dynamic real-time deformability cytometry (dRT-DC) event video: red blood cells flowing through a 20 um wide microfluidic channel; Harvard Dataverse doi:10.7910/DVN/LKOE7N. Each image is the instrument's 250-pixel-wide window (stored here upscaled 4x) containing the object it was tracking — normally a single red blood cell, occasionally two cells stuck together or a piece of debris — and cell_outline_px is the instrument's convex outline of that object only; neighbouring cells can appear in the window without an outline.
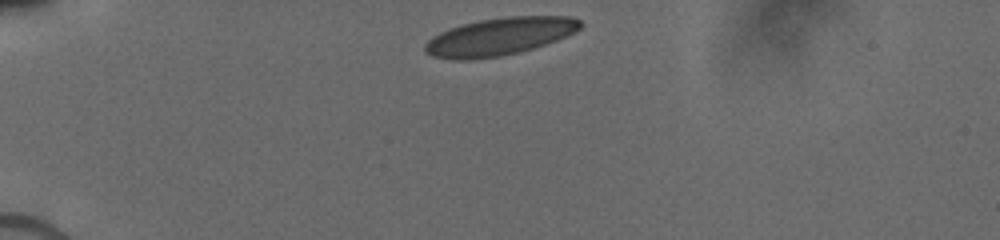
{"species": "human", "species_latin": "Homo sapiens", "temperature_condition": "cold", "stored_images_in_passage": 19, "camera_frame_rate_fps": 3000, "um_per_image_px": 0.085, "donor": {"sex": "male"}, "frame": {"image": 1, "passage_image": 1, "time_ms": 0.0, "image_size_px": [1000, 240], "cell_outline_px": [[584, 24], [580, 28], [556, 40], [532, 48], [500, 56], [472, 60], [452, 60], [432, 56], [424, 52], [424, 44], [432, 36], [448, 28], [460, 24], [480, 20], [512, 16], [568, 16], [580, 20]], "centroid_in_image_um": [42.39, 3.11], "position_along_channel_um": 42.6, "area_um2": 33.93}}
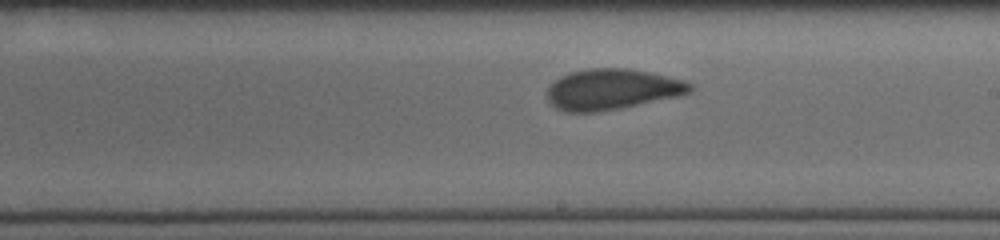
{"frame": {"image": 2, "passage_image": 9, "time_ms": 6.0, "image_size_px": [1000, 240], "cell_outline_px": [[692, 92], [676, 96], [620, 108], [596, 112], [564, 112], [556, 108], [548, 100], [544, 92], [560, 76], [568, 72], [588, 68], [628, 68], [652, 72], [684, 80], [692, 84]], "centroid_in_image_um": [51.99, 7.58], "position_along_channel_um": 237.0, "area_um2": 34.04}}
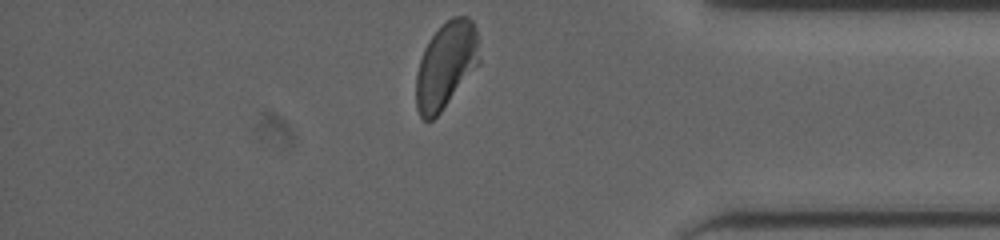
{"frame": {"image": 3, "passage_image": 19, "time_ms": 10.333, "image_size_px": [1000, 240], "cell_outline_px": [[480, 64], [440, 112], [432, 120], [424, 120], [420, 116], [416, 108], [416, 72], [424, 48], [428, 40], [452, 16], [468, 16], [472, 20], [476, 28], [480, 60]], "centroid_in_image_um": [37.91, 5.54], "position_along_channel_um": 397.3, "area_um2": 31.79}}